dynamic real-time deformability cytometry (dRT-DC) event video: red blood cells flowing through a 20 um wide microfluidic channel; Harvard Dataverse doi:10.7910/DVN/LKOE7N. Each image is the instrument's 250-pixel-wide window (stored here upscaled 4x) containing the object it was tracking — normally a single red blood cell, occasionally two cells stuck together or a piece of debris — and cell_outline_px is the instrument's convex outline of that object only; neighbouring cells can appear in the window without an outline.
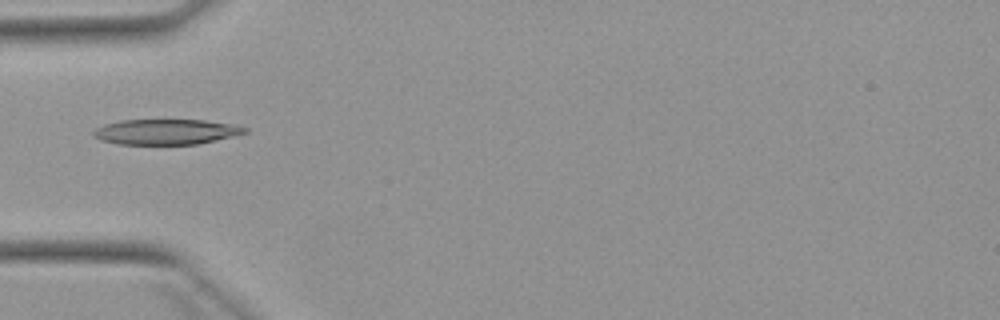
{"species": "Egyptian fruit bat (a non-hibernating species)", "species_latin": "Rousettus aegyptiacus", "temperature_condition": "warm", "stored_images_in_passage": 2, "camera_frame_rate_fps": 3000, "um_per_image_px": 0.085, "animal": {"sex": "female"}, "frame": {"image": 1, "passage_image": 2, "time_ms": 1.333, "image_size_px": [1000, 320], "cell_outline_px": [[248, 132], [216, 140], [196, 144], [120, 144], [100, 140], [92, 136], [92, 132], [96, 128], [104, 124], [120, 120], [204, 120], [228, 124], [248, 128]], "centroid_in_image_um": [14.05, 11.2], "position_along_channel_um": 70.9, "area_um2": 22.2}}